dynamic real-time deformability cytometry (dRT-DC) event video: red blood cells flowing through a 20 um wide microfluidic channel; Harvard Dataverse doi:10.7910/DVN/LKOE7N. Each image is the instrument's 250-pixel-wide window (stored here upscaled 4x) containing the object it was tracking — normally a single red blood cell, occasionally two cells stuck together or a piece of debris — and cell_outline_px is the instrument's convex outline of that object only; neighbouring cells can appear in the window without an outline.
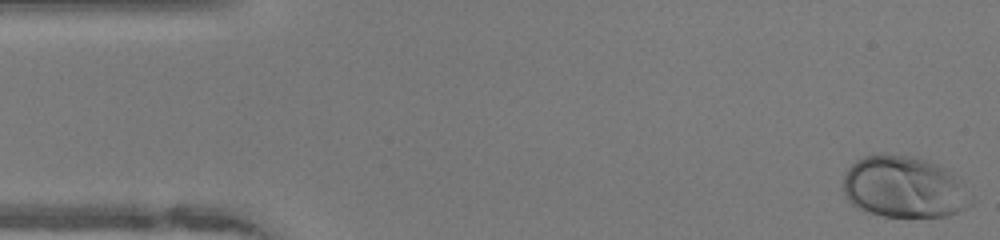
{"species": "human", "species_latin": "Homo sapiens", "temperature_condition": "warm", "stored_images_in_passage": 48, "camera_frame_rate_fps": 3000, "um_per_image_px": 0.085, "donor": {"sex": "female"}, "frame": {"image": 1, "passage_image": 1, "time_ms": 0.0, "image_size_px": [1000, 240], "cell_outline_px": [[972, 204], [948, 216], [884, 216], [868, 212], [856, 208], [848, 200], [844, 192], [844, 176], [848, 168], [856, 160], [864, 156], [908, 156], [924, 160], [936, 164], [944, 168], [972, 196]], "centroid_in_image_um": [76.8, 15.94], "position_along_channel_um": 8.2, "area_um2": 44.8}}
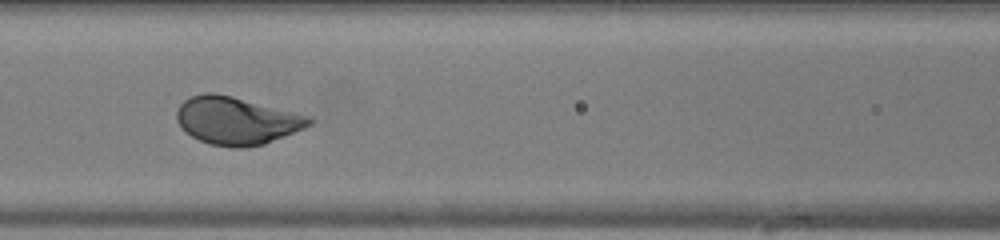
{"frame": {"image": 2, "passage_image": 20, "time_ms": 6.333, "image_size_px": [1000, 240], "cell_outline_px": [[312, 124], [304, 128], [264, 144], [244, 148], [232, 148], [212, 144], [200, 140], [192, 136], [180, 128], [176, 120], [176, 112], [180, 104], [184, 100], [192, 96], [204, 92], [216, 92], [232, 96], [308, 116], [312, 120]], "centroid_in_image_um": [20.05, 10.26], "position_along_channel_um": 146.5, "area_um2": 36.59}}
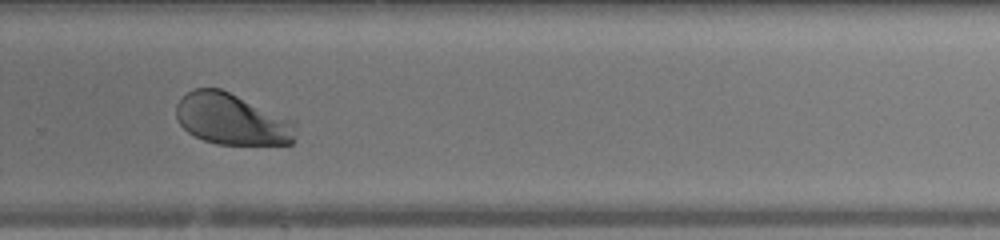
{"frame": {"image": 3, "passage_image": 32, "time_ms": 10.333, "image_size_px": [1000, 240], "cell_outline_px": [[296, 124], [292, 144], [216, 144], [204, 140], [188, 132], [176, 120], [176, 104], [188, 92], [196, 88], [220, 88], [296, 120]], "centroid_in_image_um": [19.73, 10.13], "position_along_channel_um": 310.1, "area_um2": 35.84}, "authors_computed_cell_mechanics": {"area_um2": 37.2521, "velocity_mm_per_s": 4.1074, "shape_relaxation_time_tau1_ms": 1.7184, "shape_relaxation_time_tau2_ms": null, "deformation_change_tau1": 0.1375, "deformation_change_tau2": null}}